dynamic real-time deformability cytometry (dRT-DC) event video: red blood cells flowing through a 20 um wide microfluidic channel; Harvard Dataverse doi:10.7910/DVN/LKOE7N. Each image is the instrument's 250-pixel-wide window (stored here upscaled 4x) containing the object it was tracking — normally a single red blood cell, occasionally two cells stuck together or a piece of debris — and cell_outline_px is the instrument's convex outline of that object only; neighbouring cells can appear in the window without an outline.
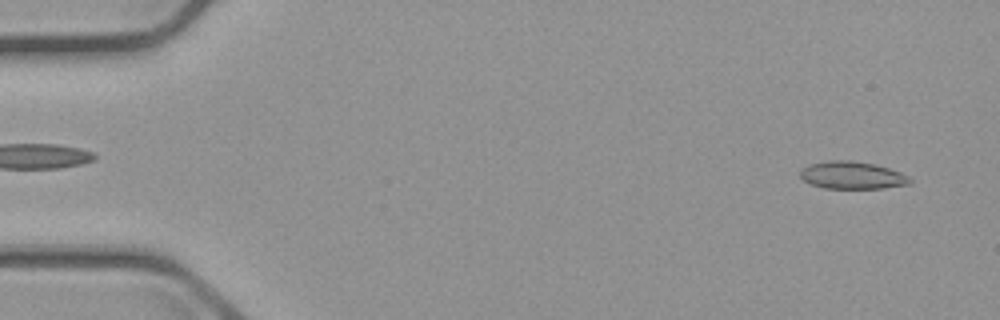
{"species": "common noctule bat (a hibernating species)", "species_latin": "Nyctalus noctula", "temperature_condition": "cold", "stored_images_in_passage": 4, "camera_frame_rate_fps": 3000, "um_per_image_px": 0.085, "animal": {"sex": "male", "body_mass_g": 23.1, "forearm_length_mm": 52.7}, "frame": {"image": 1, "passage_image": 1, "time_ms": 0.0, "image_size_px": [1000, 320], "cell_outline_px": [[912, 184], [884, 188], [824, 188], [812, 184], [804, 180], [800, 176], [800, 168], [808, 164], [828, 160], [852, 160], [876, 164], [900, 172], [908, 176], [912, 180]], "centroid_in_image_um": [72.44, 14.88], "position_along_channel_um": 12.6, "area_um2": 17.74}}